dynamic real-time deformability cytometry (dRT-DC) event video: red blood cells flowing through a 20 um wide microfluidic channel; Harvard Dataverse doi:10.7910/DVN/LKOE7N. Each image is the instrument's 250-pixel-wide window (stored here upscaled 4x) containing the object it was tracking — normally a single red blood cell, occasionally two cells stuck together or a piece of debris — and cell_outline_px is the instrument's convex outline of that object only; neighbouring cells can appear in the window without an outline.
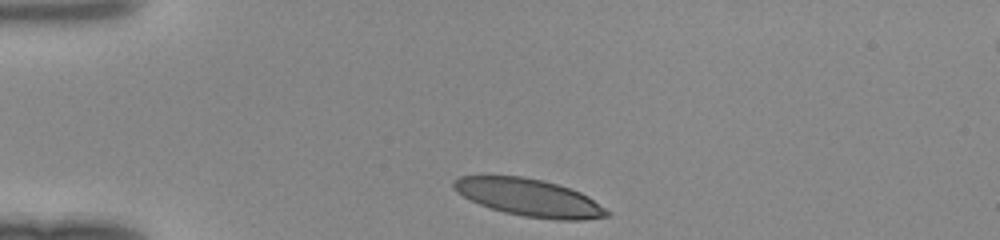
{"species": "human", "species_latin": "Homo sapiens", "temperature_condition": "room temperature", "stored_images_in_passage": 29, "camera_frame_rate_fps": 3000, "um_per_image_px": 0.085, "donor": {"sex": "female"}, "frame": {"image": 1, "passage_image": 1, "time_ms": 0.0, "image_size_px": [1000, 240], "cell_outline_px": [[612, 212], [608, 216], [584, 220], [556, 220], [524, 216], [504, 212], [480, 204], [456, 192], [452, 188], [452, 180], [460, 176], [524, 176], [556, 184], [580, 192], [588, 196]], "centroid_in_image_um": [44.99, 16.8], "position_along_channel_um": 40.0, "area_um2": 33.23}}
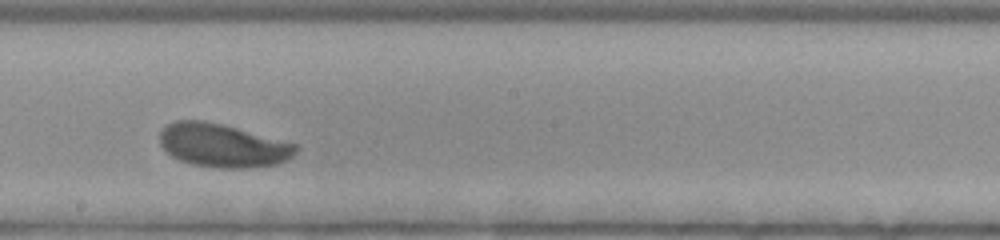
{"frame": {"image": 2, "passage_image": 17, "time_ms": 5.333, "image_size_px": [1000, 240], "cell_outline_px": [[300, 148], [292, 156], [276, 164], [248, 168], [216, 168], [192, 164], [180, 160], [172, 156], [160, 144], [160, 132], [168, 124], [176, 120], [204, 120], [236, 128], [296, 144]], "centroid_in_image_um": [18.91, 12.37], "position_along_channel_um": 229.3, "area_um2": 34.1}}
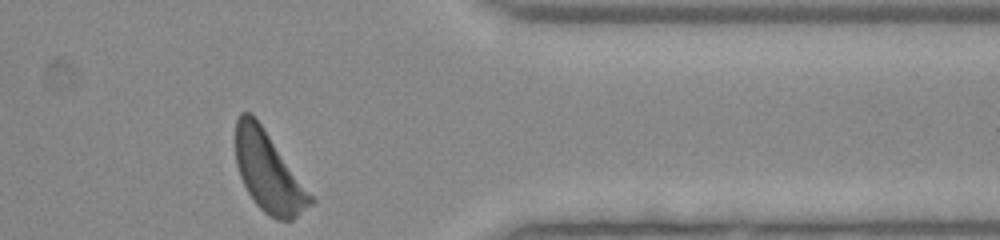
{"frame": {"image": 3, "passage_image": 29, "time_ms": 9.333, "image_size_px": [1000, 240], "cell_outline_px": [[316, 200], [312, 204], [292, 220], [276, 220], [268, 216], [256, 204], [248, 192], [240, 176], [236, 164], [236, 120], [240, 112], [252, 112]], "centroid_in_image_um": [22.81, 14.63], "position_along_channel_um": 388.6, "area_um2": 34.51}}